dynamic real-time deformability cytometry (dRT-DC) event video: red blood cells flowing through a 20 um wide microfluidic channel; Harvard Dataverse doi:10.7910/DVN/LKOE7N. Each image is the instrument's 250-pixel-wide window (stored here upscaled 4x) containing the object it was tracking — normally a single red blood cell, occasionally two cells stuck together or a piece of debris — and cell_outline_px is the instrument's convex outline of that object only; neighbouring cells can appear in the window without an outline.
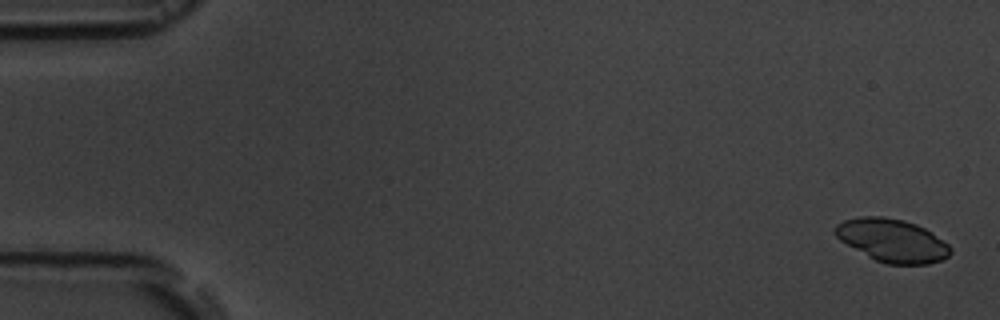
{"species": "common noctule bat (a hibernating species)", "species_latin": "Nyctalus noctula", "temperature_condition": "room temperature", "stored_images_in_passage": 7, "camera_frame_rate_fps": 3000, "um_per_image_px": 0.085, "animal": {"sex": "male", "body_mass_g": 19.5, "forearm_length_mm": 54.6}, "frame": {"image": 1, "passage_image": 1, "time_ms": 0.0, "image_size_px": [1000, 320], "cell_outline_px": [[952, 252], [948, 256], [940, 260], [928, 264], [888, 264], [876, 260], [868, 256], [840, 240], [832, 232], [832, 228], [836, 224], [844, 220], [860, 216], [884, 216], [904, 220], [916, 224], [932, 232], [948, 244], [952, 248]], "centroid_in_image_um": [75.83, 20.42], "position_along_channel_um": 9.2, "area_um2": 28.96}}